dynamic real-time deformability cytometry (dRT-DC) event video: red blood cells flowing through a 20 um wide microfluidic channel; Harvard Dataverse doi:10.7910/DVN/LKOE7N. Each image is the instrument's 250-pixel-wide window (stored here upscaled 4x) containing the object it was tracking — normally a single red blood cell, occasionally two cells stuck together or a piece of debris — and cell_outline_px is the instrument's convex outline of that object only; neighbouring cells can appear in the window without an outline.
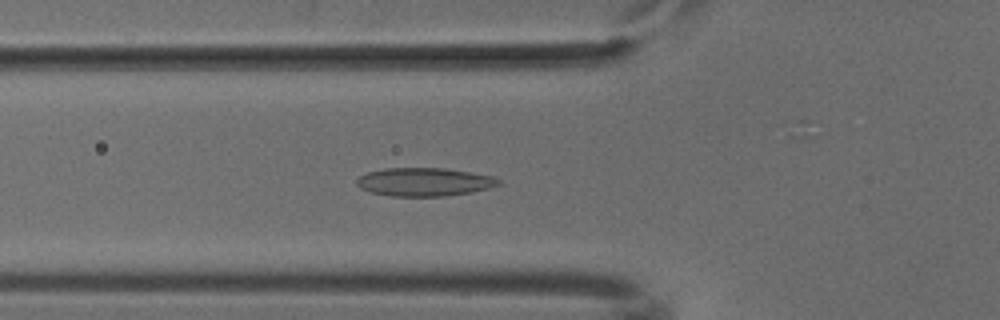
{"species": "common noctule bat (a hibernating species)", "species_latin": "Nyctalus noctula", "temperature_condition": "cold", "stored_images_in_passage": 54, "camera_frame_rate_fps": 3000, "um_per_image_px": 0.085, "animal": {"sex": "male", "body_mass_g": 18.8}, "frame": {"image": 1, "passage_image": 19, "time_ms": 6.0, "image_size_px": [1000, 320], "cell_outline_px": [[504, 184], [472, 192], [444, 196], [392, 196], [372, 192], [360, 188], [356, 184], [356, 180], [360, 176], [368, 172], [384, 168], [444, 168], [472, 172], [492, 176], [500, 180]], "centroid_in_image_um": [36.09, 15.46], "position_along_channel_um": 89.7, "area_um2": 23.47}}
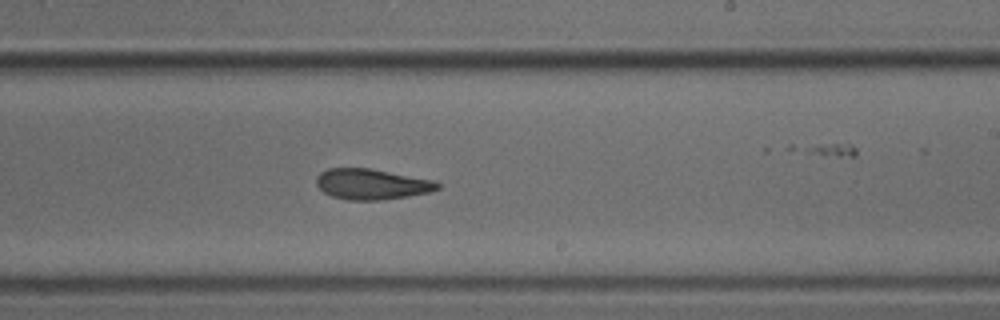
{"frame": {"image": 2, "passage_image": 32, "time_ms": 10.333, "image_size_px": [1000, 320], "cell_outline_px": [[440, 188], [432, 192], [384, 200], [348, 200], [332, 196], [324, 192], [316, 184], [316, 176], [320, 172], [328, 168], [368, 168], [432, 180], [440, 184]], "centroid_in_image_um": [31.58, 15.66], "position_along_channel_um": 257.4, "area_um2": 21.56}}
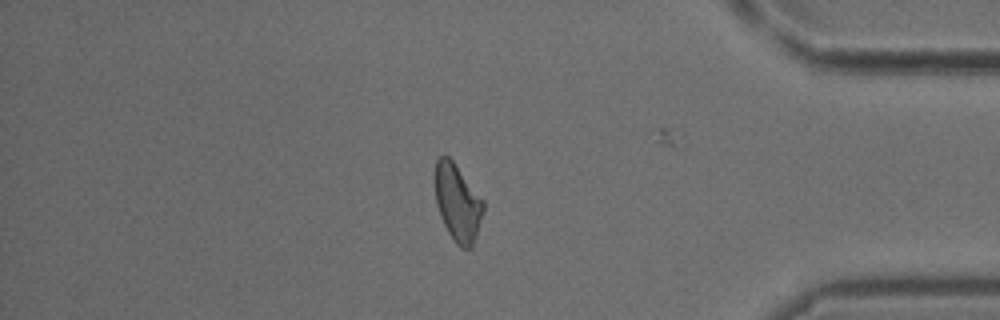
{"frame": {"image": 3, "passage_image": 45, "time_ms": 14.667, "image_size_px": [1000, 320], "cell_outline_px": [[484, 208], [476, 236], [472, 248], [460, 248], [456, 244], [448, 232], [440, 216], [436, 204], [432, 176], [436, 160], [440, 156], [448, 156], [452, 160], [484, 200]], "centroid_in_image_um": [38.85, 17.2], "position_along_channel_um": 396.3, "area_um2": 22.08}}